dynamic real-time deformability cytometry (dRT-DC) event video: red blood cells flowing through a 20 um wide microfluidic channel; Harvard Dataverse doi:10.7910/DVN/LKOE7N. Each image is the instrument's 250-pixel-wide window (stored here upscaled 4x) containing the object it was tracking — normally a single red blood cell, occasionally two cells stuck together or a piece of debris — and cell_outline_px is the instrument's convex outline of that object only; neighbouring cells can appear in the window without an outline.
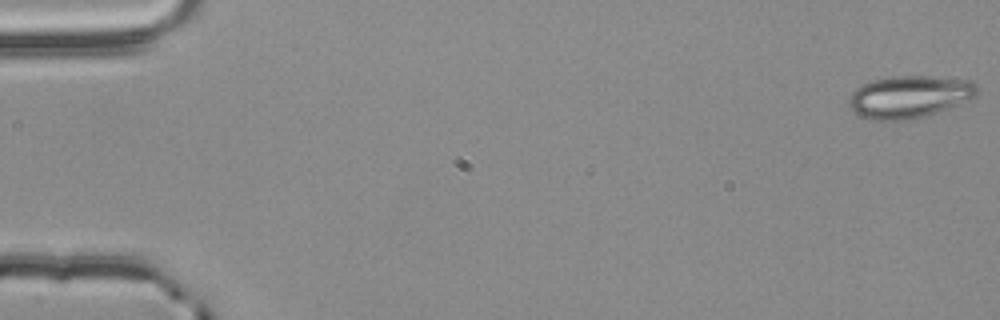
{"species": "common noctule bat (a hibernating species)", "species_latin": "Nyctalus noctula", "temperature_condition": "room temperature", "stored_images_in_passage": 56, "camera_frame_rate_fps": 3000, "um_per_image_px": 0.085, "animal": {"sex": "male", "body_mass_g": 20.4}, "frame": {"image": 1, "passage_image": 1, "time_ms": 0.0, "image_size_px": [1000, 320], "cell_outline_px": [[976, 96], [928, 116], [912, 120], [872, 120], [860, 116], [848, 104], [848, 96], [856, 88], [872, 80], [892, 76], [928, 76], [972, 80], [976, 84]], "centroid_in_image_um": [77.27, 8.23], "position_along_channel_um": 7.7, "area_um2": 31.62}}
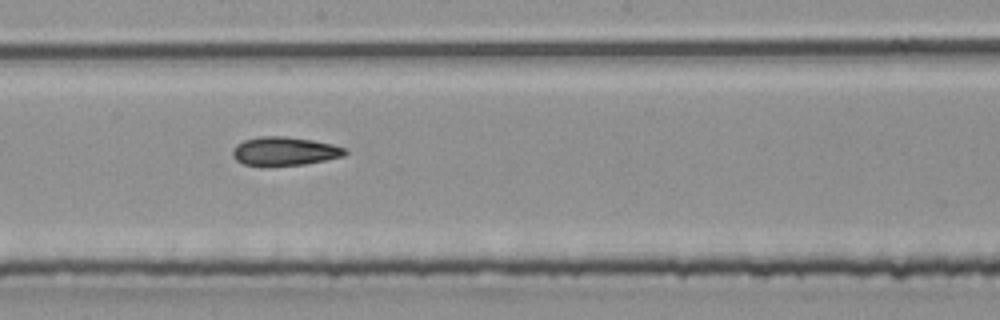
{"frame": {"image": 2, "passage_image": 31, "time_ms": 10.0, "image_size_px": [1000, 320], "cell_outline_px": [[348, 152], [344, 156], [304, 164], [244, 164], [236, 160], [232, 156], [232, 152], [236, 144], [244, 140], [260, 136], [284, 136], [312, 140], [332, 144], [348, 148]], "centroid_in_image_um": [24.22, 12.82], "position_along_channel_um": 224.0, "area_um2": 18.38}}
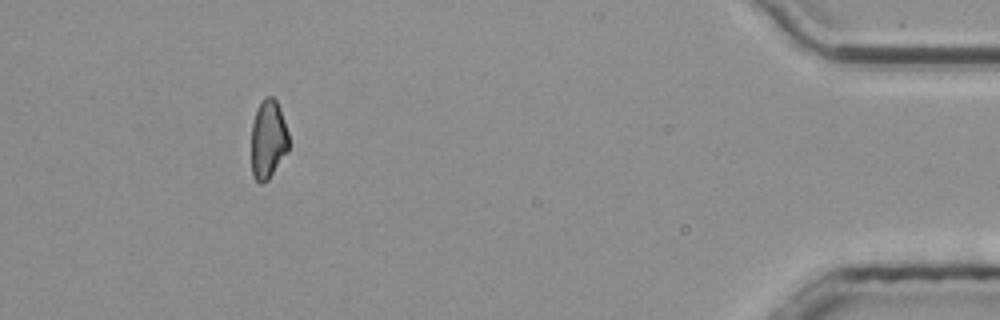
{"frame": {"image": 3, "passage_image": 51, "time_ms": 16.667, "image_size_px": [1000, 320], "cell_outline_px": [[288, 152], [268, 180], [264, 184], [260, 184], [256, 180], [252, 172], [252, 124], [256, 108], [264, 96], [272, 96], [276, 100], [280, 108], [288, 132]], "centroid_in_image_um": [22.79, 11.84], "position_along_channel_um": 412.4, "area_um2": 17.34}, "authors_computed_cell_mechanics": {"area_um2": 18.9006, "velocity_mm_per_s": 3.8025, "shape_relaxation_time_tau1_ms": 11.1119, "shape_relaxation_time_tau2_ms": 2.7116, "deformation_change_tau1": 0.2021, "deformation_change_tau2": 0.0997}}